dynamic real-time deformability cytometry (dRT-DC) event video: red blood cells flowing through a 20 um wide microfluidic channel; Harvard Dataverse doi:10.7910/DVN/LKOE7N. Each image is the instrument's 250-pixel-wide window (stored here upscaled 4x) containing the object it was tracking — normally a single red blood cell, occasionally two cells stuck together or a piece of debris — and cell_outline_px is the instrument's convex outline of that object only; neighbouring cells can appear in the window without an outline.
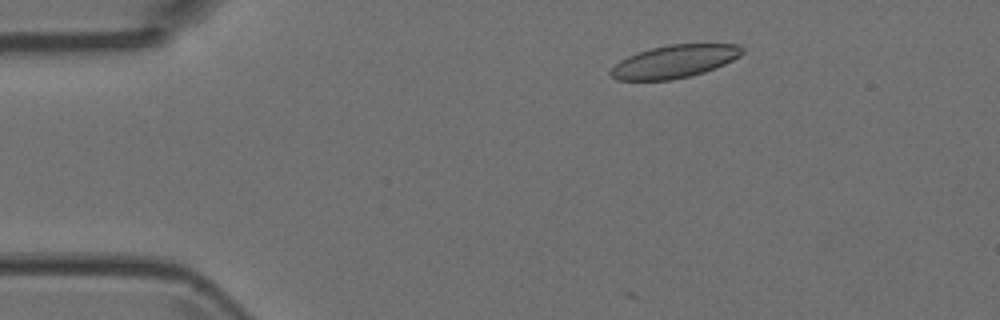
{"species": "Egyptian fruit bat (a non-hibernating species)", "species_latin": "Rousettus aegyptiacus", "temperature_condition": "room temperature", "stored_images_in_passage": 2, "camera_frame_rate_fps": 3000, "um_per_image_px": 0.085, "animal": {"sex": "female"}, "frame": {"image": 1, "passage_image": 1, "time_ms": 0.0, "image_size_px": [1000, 320], "cell_outline_px": [[744, 52], [740, 56], [724, 64], [704, 72], [672, 80], [616, 80], [608, 72], [620, 60], [628, 56], [652, 48], [668, 44], [740, 44], [744, 48]], "centroid_in_image_um": [57.34, 5.22], "position_along_channel_um": 27.7, "area_um2": 25.03}}